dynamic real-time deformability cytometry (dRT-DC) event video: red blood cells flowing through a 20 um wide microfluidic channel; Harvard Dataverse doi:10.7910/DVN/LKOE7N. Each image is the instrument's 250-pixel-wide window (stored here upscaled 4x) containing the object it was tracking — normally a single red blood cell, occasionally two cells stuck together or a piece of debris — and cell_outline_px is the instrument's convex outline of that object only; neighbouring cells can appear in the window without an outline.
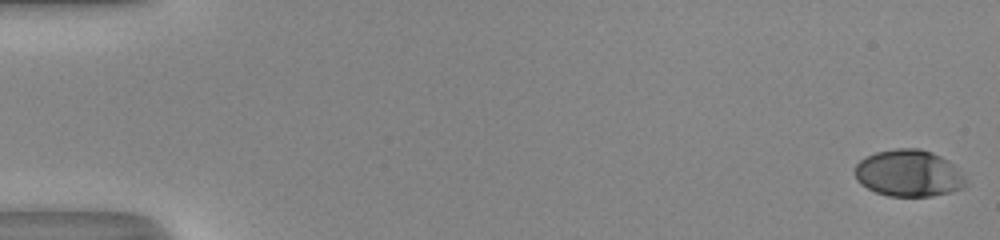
{"species": "human", "species_latin": "Homo sapiens", "temperature_condition": "room temperature", "stored_images_in_passage": 52, "camera_frame_rate_fps": 3000, "um_per_image_px": 0.085, "donor": {"sex": "male"}, "frame": {"image": 1, "passage_image": 1, "time_ms": 0.0, "image_size_px": [1000, 240], "cell_outline_px": [[968, 180], [964, 188], [952, 192], [932, 196], [888, 196], [876, 192], [860, 184], [856, 180], [856, 164], [860, 160], [876, 152], [896, 148], [920, 148], [932, 152], [948, 160]], "centroid_in_image_um": [77.26, 14.73], "position_along_channel_um": 7.7, "area_um2": 30.29}}
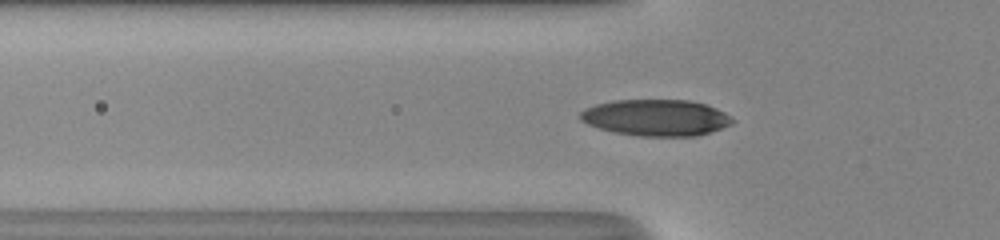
{"frame": {"image": 2, "passage_image": 19, "time_ms": 6.0, "image_size_px": [1000, 240], "cell_outline_px": [[736, 120], [732, 124], [696, 136], [640, 136], [616, 132], [600, 128], [588, 124], [580, 120], [580, 112], [584, 108], [596, 104], [612, 100], [688, 100], [704, 104], [716, 108], [724, 112]], "centroid_in_image_um": [55.75, 9.99], "position_along_channel_um": 70.0, "area_um2": 32.14}}
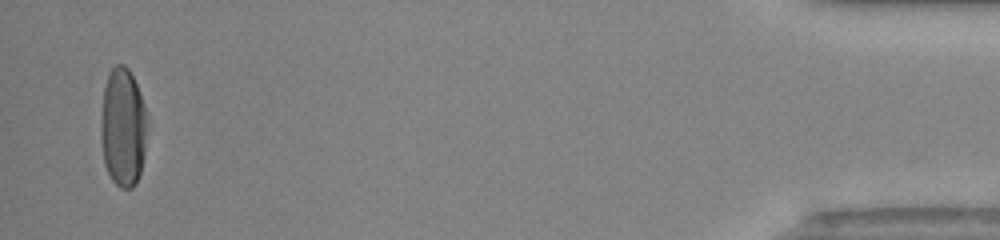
{"frame": {"image": 3, "passage_image": 51, "time_ms": 16.667, "image_size_px": [1000, 240], "cell_outline_px": [[148, 128], [144, 152], [140, 172], [136, 184], [132, 188], [120, 188], [112, 180], [104, 164], [100, 136], [100, 120], [104, 88], [108, 76], [112, 68], [116, 64], [124, 64], [128, 68], [136, 84], [148, 116]], "centroid_in_image_um": [10.45, 10.84], "position_along_channel_um": 424.7, "area_um2": 32.43}, "authors_computed_cell_mechanics": {"area_um2": 31.4721, "velocity_mm_per_s": 4.1223, "shape_relaxation_time_tau1_ms": 3.3202, "shape_relaxation_time_tau2_ms": null, "deformation_change_tau1": 0.1855, "deformation_change_tau2": null}}